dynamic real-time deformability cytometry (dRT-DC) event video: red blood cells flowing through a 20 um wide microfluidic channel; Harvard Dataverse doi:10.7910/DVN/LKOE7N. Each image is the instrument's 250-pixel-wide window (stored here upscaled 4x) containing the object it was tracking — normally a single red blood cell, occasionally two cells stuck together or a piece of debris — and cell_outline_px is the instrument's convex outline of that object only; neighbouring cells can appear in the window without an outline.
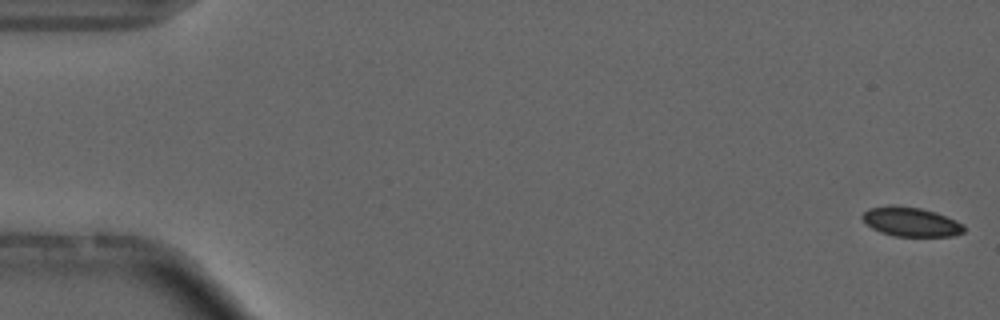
{"species": "common noctule bat (a hibernating species)", "species_latin": "Nyctalus noctula", "temperature_condition": "cold", "stored_images_in_passage": 8, "camera_frame_rate_fps": 3000, "um_per_image_px": 0.085, "animal": {"sex": "male", "forearm_length_mm": 52.5}, "frame": {"image": 1, "passage_image": 1, "time_ms": 0.0, "image_size_px": [1000, 320], "cell_outline_px": [[964, 232], [952, 236], [892, 236], [880, 232], [872, 228], [860, 216], [868, 208], [888, 204], [892, 204], [920, 208], [936, 212], [956, 220], [964, 224]], "centroid_in_image_um": [77.41, 18.84], "position_along_channel_um": 7.6, "area_um2": 17.51}}
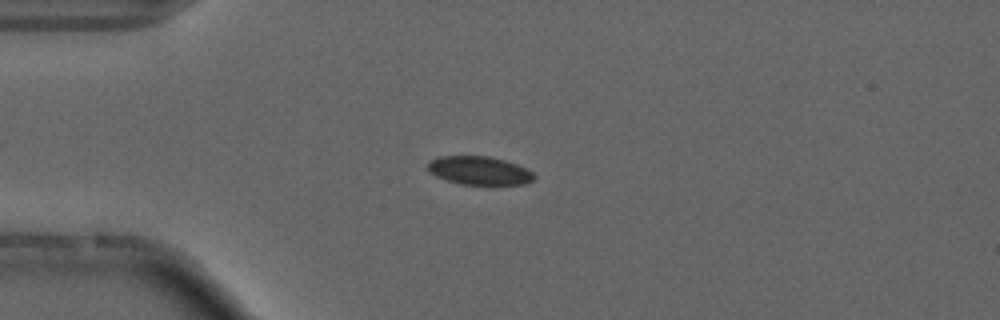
{"frame": {"image": 2, "passage_image": 4, "time_ms": 4.333, "image_size_px": [1000, 320], "cell_outline_px": [[536, 176], [532, 180], [524, 184], [460, 184], [436, 176], [428, 172], [428, 160], [440, 156], [488, 156], [504, 160], [516, 164], [532, 172]], "centroid_in_image_um": [40.7, 14.49], "position_along_channel_um": 44.3, "area_um2": 17.46}}